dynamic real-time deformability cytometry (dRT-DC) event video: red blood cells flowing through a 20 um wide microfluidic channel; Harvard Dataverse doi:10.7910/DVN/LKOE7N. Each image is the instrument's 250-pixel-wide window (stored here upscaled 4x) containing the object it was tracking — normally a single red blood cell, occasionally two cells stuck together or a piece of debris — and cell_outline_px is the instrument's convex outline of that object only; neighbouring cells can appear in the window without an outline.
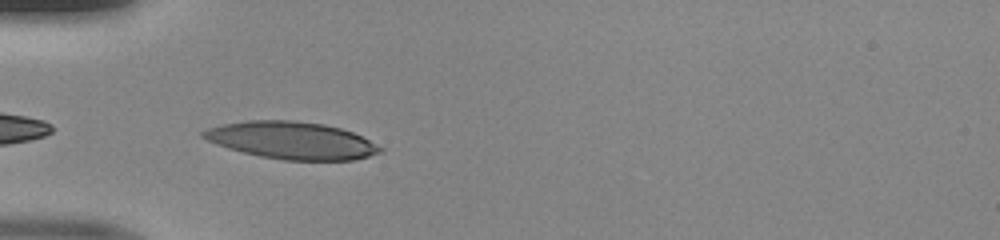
{"species": "human", "species_latin": "Homo sapiens", "temperature_condition": "room temperature", "stored_images_in_passage": 33, "camera_frame_rate_fps": 3000, "um_per_image_px": 0.085, "donor": {"sex": "male"}, "frame": {"image": 1, "passage_image": 1, "time_ms": 0.0, "image_size_px": [1000, 240], "cell_outline_px": [[384, 148], [380, 152], [368, 156], [352, 160], [284, 160], [260, 156], [228, 148], [216, 144], [200, 136], [200, 132], [208, 128], [224, 124], [248, 120], [292, 120], [324, 124], [340, 128], [352, 132]], "centroid_in_image_um": [24.77, 11.93], "position_along_channel_um": 60.2, "area_um2": 38.15}}
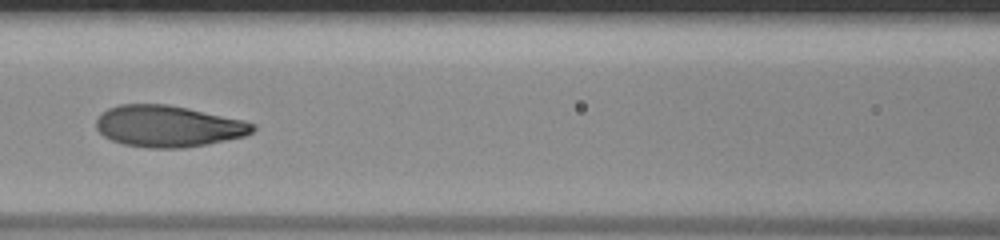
{"frame": {"image": 2, "passage_image": 8, "time_ms": 2.333, "image_size_px": [1000, 240], "cell_outline_px": [[256, 128], [252, 132], [244, 136], [208, 144], [184, 148], [148, 148], [124, 144], [112, 140], [104, 136], [96, 128], [96, 120], [100, 112], [108, 108], [120, 104], [168, 104], [188, 108], [244, 120], [256, 124]], "centroid_in_image_um": [14.29, 10.72], "position_along_channel_um": 152.3, "area_um2": 37.97}}
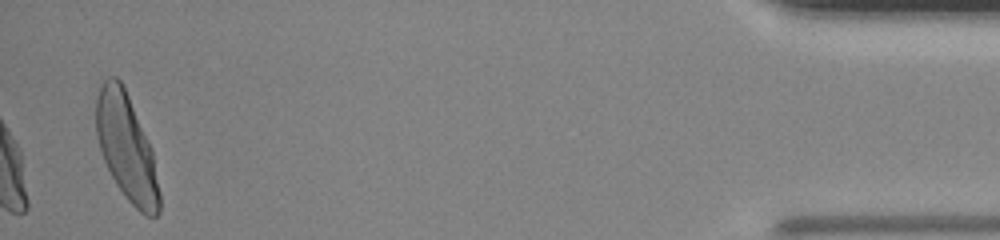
{"frame": {"image": 3, "passage_image": 33, "time_ms": 10.667, "image_size_px": [1000, 240], "cell_outline_px": [[160, 212], [156, 216], [144, 216], [124, 196], [116, 184], [104, 160], [96, 136], [96, 96], [100, 84], [108, 76], [116, 76], [120, 80], [128, 96], [152, 148], [160, 192]], "centroid_in_image_um": [10.75, 12.55], "position_along_channel_um": 424.4, "area_um2": 39.19}}